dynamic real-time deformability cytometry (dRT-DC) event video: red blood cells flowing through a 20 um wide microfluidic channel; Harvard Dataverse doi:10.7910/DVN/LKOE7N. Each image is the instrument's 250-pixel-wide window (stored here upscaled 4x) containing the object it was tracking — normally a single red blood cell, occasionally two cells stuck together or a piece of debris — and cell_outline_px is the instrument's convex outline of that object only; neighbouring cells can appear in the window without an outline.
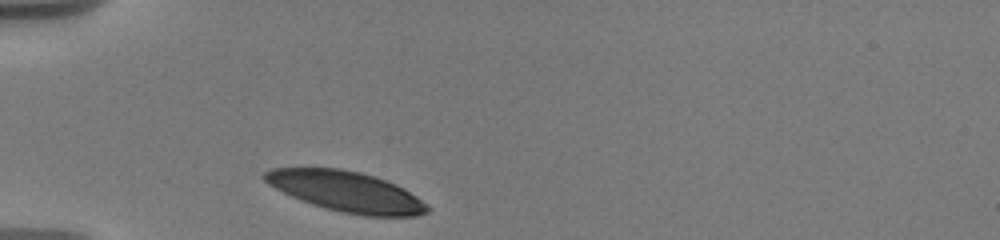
{"species": "human", "species_latin": "Homo sapiens", "temperature_condition": "warm", "stored_images_in_passage": 17, "camera_frame_rate_fps": 3000, "um_per_image_px": 0.085, "donor": {"sex": "male"}, "frame": {"image": 1, "passage_image": 1, "time_ms": 0.0, "image_size_px": [1000, 240], "cell_outline_px": [[432, 208], [428, 212], [420, 216], [364, 216], [344, 212], [312, 204], [300, 200], [268, 184], [260, 176], [264, 172], [272, 168], [340, 168], [360, 172], [396, 184], [404, 188], [428, 204]], "centroid_in_image_um": [29.46, 16.28], "position_along_channel_um": 55.5, "area_um2": 38.21}}
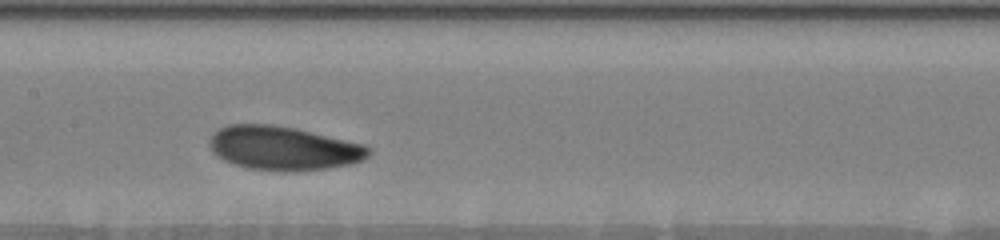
{"frame": {"image": 2, "passage_image": 10, "time_ms": 4.0, "image_size_px": [1000, 240], "cell_outline_px": [[372, 152], [364, 160], [352, 164], [328, 168], [284, 172], [248, 168], [232, 164], [216, 156], [208, 140], [212, 132], [228, 124], [272, 124], [296, 128], [364, 144], [372, 148]], "centroid_in_image_um": [24.1, 12.59], "position_along_channel_um": 183.3, "area_um2": 41.1}}
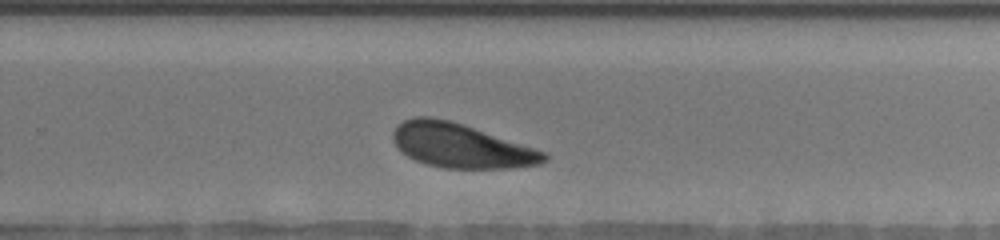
{"frame": {"image": 3, "passage_image": 17, "time_ms": 7.0, "image_size_px": [1000, 240], "cell_outline_px": [[548, 160], [540, 164], [512, 168], [440, 168], [416, 160], [400, 152], [396, 148], [392, 140], [392, 132], [396, 124], [412, 116], [432, 116], [464, 124], [536, 148], [544, 152], [548, 156]], "centroid_in_image_um": [39.14, 12.37], "position_along_channel_um": 290.7, "area_um2": 39.36}}